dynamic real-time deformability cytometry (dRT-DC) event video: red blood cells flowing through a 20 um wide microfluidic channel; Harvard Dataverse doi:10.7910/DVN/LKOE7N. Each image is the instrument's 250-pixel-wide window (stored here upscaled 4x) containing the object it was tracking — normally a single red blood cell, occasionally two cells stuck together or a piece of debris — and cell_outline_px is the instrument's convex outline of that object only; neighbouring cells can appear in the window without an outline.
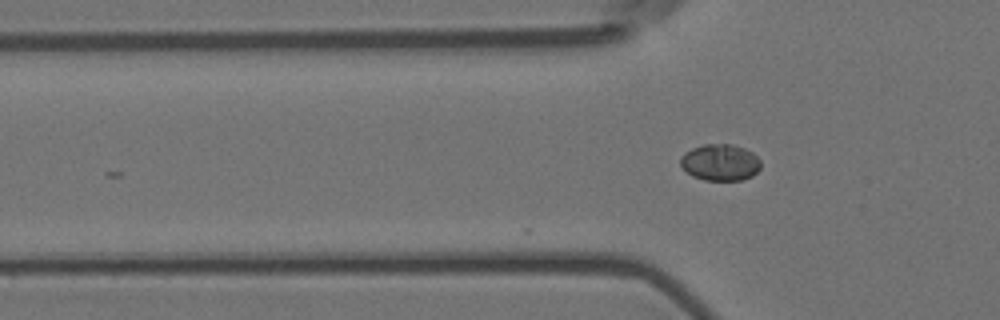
{"species": "Egyptian fruit bat (a non-hibernating species)", "species_latin": "Rousettus aegyptiacus", "temperature_condition": "room temperature", "stored_images_in_passage": 3, "camera_frame_rate_fps": 3000, "um_per_image_px": 0.085, "animal": {"sex": "female"}, "frame": {"image": 1, "passage_image": 3, "time_ms": 0.667, "image_size_px": [1000, 320], "cell_outline_px": [[760, 168], [752, 176], [740, 180], [704, 180], [692, 176], [680, 164], [680, 156], [684, 152], [692, 148], [704, 144], [732, 144], [744, 148], [752, 152], [760, 160]], "centroid_in_image_um": [61.2, 13.8], "position_along_channel_um": 64.6, "area_um2": 17.11}}